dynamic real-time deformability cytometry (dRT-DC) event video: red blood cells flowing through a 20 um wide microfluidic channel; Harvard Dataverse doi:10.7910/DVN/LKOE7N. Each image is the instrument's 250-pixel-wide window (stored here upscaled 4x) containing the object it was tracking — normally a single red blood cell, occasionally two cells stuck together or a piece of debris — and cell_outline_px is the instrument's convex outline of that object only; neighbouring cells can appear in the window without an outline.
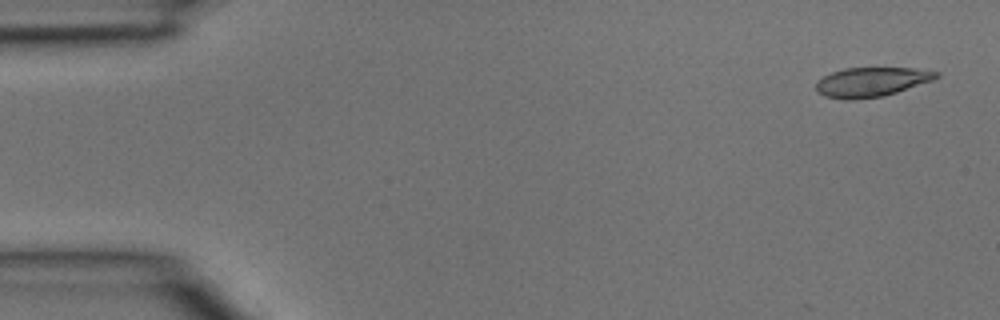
{"species": "common noctule bat (a hibernating species)", "species_latin": "Nyctalus noctula", "temperature_condition": "room temperature", "stored_images_in_passage": 4, "segment_of_instrument_passage": [1, 2], "camera_frame_rate_fps": 3000, "um_per_image_px": 0.085, "animal": {"sex": "male", "body_mass_g": 15.6}, "frame": {"image": 1, "passage_image": 1, "time_ms": 0.0, "image_size_px": [1000, 320], "cell_outline_px": [[940, 76], [932, 80], [884, 96], [852, 100], [848, 100], [824, 96], [816, 92], [816, 80], [832, 72], [844, 68], [916, 68], [940, 72]], "centroid_in_image_um": [74.04, 6.97], "position_along_channel_um": 11.0, "area_um2": 20.63}}